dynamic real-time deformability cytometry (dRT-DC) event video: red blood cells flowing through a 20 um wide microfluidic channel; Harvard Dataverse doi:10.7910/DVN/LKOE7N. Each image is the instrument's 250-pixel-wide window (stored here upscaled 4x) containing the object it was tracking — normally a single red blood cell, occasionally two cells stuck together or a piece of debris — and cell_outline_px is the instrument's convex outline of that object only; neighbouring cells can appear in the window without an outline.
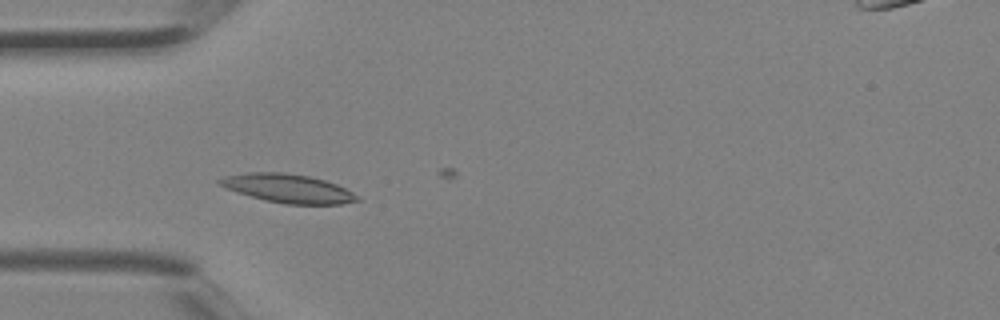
{"species": "Egyptian fruit bat (a non-hibernating species)", "species_latin": "Rousettus aegyptiacus", "temperature_condition": "room temperature", "stored_images_in_passage": 5, "camera_frame_rate_fps": 3000, "um_per_image_px": 0.085, "animal": {"sex": "female"}, "frame": {"image": 1, "passage_image": 3, "time_ms": 0.667, "image_size_px": [1000, 320], "cell_outline_px": [[360, 200], [340, 204], [284, 204], [252, 196], [216, 184], [216, 180], [224, 176], [248, 172], [284, 172], [308, 176], [324, 180], [336, 184], [360, 196]], "centroid_in_image_um": [24.48, 16.0], "position_along_channel_um": 60.5, "area_um2": 22.72}}
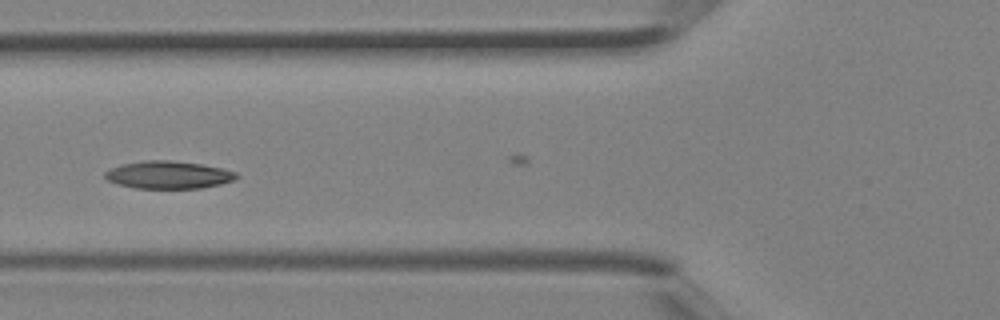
{"frame": {"image": 2, "passage_image": 4, "time_ms": 1.0, "image_size_px": [1000, 320], "cell_outline_px": [[240, 176], [232, 180], [220, 184], [200, 188], [136, 188], [116, 184], [108, 180], [104, 176], [104, 172], [120, 164], [144, 160], [172, 160], [200, 164], [220, 168], [236, 172]], "centroid_in_image_um": [14.28, 14.86], "position_along_channel_um": 111.5, "area_um2": 21.1}}